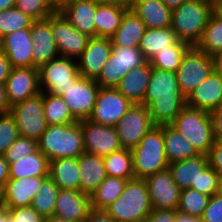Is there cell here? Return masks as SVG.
Listing matches in <instances>:
<instances>
[{
	"instance_id": "6da1fadb",
	"label": "cell",
	"mask_w": 222,
	"mask_h": 222,
	"mask_svg": "<svg viewBox=\"0 0 222 222\" xmlns=\"http://www.w3.org/2000/svg\"><path fill=\"white\" fill-rule=\"evenodd\" d=\"M142 104L148 108L155 126L170 125L186 106L176 73L152 68Z\"/></svg>"
},
{
	"instance_id": "7a4b0ae2",
	"label": "cell",
	"mask_w": 222,
	"mask_h": 222,
	"mask_svg": "<svg viewBox=\"0 0 222 222\" xmlns=\"http://www.w3.org/2000/svg\"><path fill=\"white\" fill-rule=\"evenodd\" d=\"M38 150L50 161L84 153L81 121L64 125H48L39 140Z\"/></svg>"
},
{
	"instance_id": "3957f363",
	"label": "cell",
	"mask_w": 222,
	"mask_h": 222,
	"mask_svg": "<svg viewBox=\"0 0 222 222\" xmlns=\"http://www.w3.org/2000/svg\"><path fill=\"white\" fill-rule=\"evenodd\" d=\"M153 210L144 179L127 180L121 196L104 211L115 222H142Z\"/></svg>"
},
{
	"instance_id": "277c9868",
	"label": "cell",
	"mask_w": 222,
	"mask_h": 222,
	"mask_svg": "<svg viewBox=\"0 0 222 222\" xmlns=\"http://www.w3.org/2000/svg\"><path fill=\"white\" fill-rule=\"evenodd\" d=\"M131 153L135 178L144 179L151 174L168 169L163 125L154 126L147 132L136 147L131 149Z\"/></svg>"
},
{
	"instance_id": "5b68a950",
	"label": "cell",
	"mask_w": 222,
	"mask_h": 222,
	"mask_svg": "<svg viewBox=\"0 0 222 222\" xmlns=\"http://www.w3.org/2000/svg\"><path fill=\"white\" fill-rule=\"evenodd\" d=\"M214 7L208 2L187 0L172 10V30L180 41L195 46L200 40Z\"/></svg>"
},
{
	"instance_id": "8992f818",
	"label": "cell",
	"mask_w": 222,
	"mask_h": 222,
	"mask_svg": "<svg viewBox=\"0 0 222 222\" xmlns=\"http://www.w3.org/2000/svg\"><path fill=\"white\" fill-rule=\"evenodd\" d=\"M170 125L189 140L199 154L209 155L215 142L209 112L186 105Z\"/></svg>"
},
{
	"instance_id": "52a82bcc",
	"label": "cell",
	"mask_w": 222,
	"mask_h": 222,
	"mask_svg": "<svg viewBox=\"0 0 222 222\" xmlns=\"http://www.w3.org/2000/svg\"><path fill=\"white\" fill-rule=\"evenodd\" d=\"M146 62L138 47H121L112 44V51L108 62L102 67L95 82L101 88H116L129 70L141 66Z\"/></svg>"
},
{
	"instance_id": "ba28073f",
	"label": "cell",
	"mask_w": 222,
	"mask_h": 222,
	"mask_svg": "<svg viewBox=\"0 0 222 222\" xmlns=\"http://www.w3.org/2000/svg\"><path fill=\"white\" fill-rule=\"evenodd\" d=\"M214 70V57L191 46L176 71L182 95L187 99Z\"/></svg>"
},
{
	"instance_id": "9c48e42d",
	"label": "cell",
	"mask_w": 222,
	"mask_h": 222,
	"mask_svg": "<svg viewBox=\"0 0 222 222\" xmlns=\"http://www.w3.org/2000/svg\"><path fill=\"white\" fill-rule=\"evenodd\" d=\"M42 92L61 96L81 76L77 60L58 57L38 68Z\"/></svg>"
},
{
	"instance_id": "30bf717a",
	"label": "cell",
	"mask_w": 222,
	"mask_h": 222,
	"mask_svg": "<svg viewBox=\"0 0 222 222\" xmlns=\"http://www.w3.org/2000/svg\"><path fill=\"white\" fill-rule=\"evenodd\" d=\"M10 113L15 118L19 136L38 141L48 126L44 116L42 91L13 105Z\"/></svg>"
},
{
	"instance_id": "8fae6325",
	"label": "cell",
	"mask_w": 222,
	"mask_h": 222,
	"mask_svg": "<svg viewBox=\"0 0 222 222\" xmlns=\"http://www.w3.org/2000/svg\"><path fill=\"white\" fill-rule=\"evenodd\" d=\"M154 126L148 108L143 104H133L115 129L121 146L131 150Z\"/></svg>"
},
{
	"instance_id": "7c38bea8",
	"label": "cell",
	"mask_w": 222,
	"mask_h": 222,
	"mask_svg": "<svg viewBox=\"0 0 222 222\" xmlns=\"http://www.w3.org/2000/svg\"><path fill=\"white\" fill-rule=\"evenodd\" d=\"M132 105L133 103L116 88L100 87L92 114L88 120L97 124L115 127Z\"/></svg>"
},
{
	"instance_id": "4fadbf2b",
	"label": "cell",
	"mask_w": 222,
	"mask_h": 222,
	"mask_svg": "<svg viewBox=\"0 0 222 222\" xmlns=\"http://www.w3.org/2000/svg\"><path fill=\"white\" fill-rule=\"evenodd\" d=\"M100 86L95 79L80 76L74 84L61 95L72 116L77 120L88 119L93 111Z\"/></svg>"
},
{
	"instance_id": "5bb4252c",
	"label": "cell",
	"mask_w": 222,
	"mask_h": 222,
	"mask_svg": "<svg viewBox=\"0 0 222 222\" xmlns=\"http://www.w3.org/2000/svg\"><path fill=\"white\" fill-rule=\"evenodd\" d=\"M52 34L60 57L77 60L90 37L77 31L60 12L52 14Z\"/></svg>"
},
{
	"instance_id": "9a60e30c",
	"label": "cell",
	"mask_w": 222,
	"mask_h": 222,
	"mask_svg": "<svg viewBox=\"0 0 222 222\" xmlns=\"http://www.w3.org/2000/svg\"><path fill=\"white\" fill-rule=\"evenodd\" d=\"M84 152L106 156L121 150L115 127L94 123L88 119L81 120Z\"/></svg>"
},
{
	"instance_id": "2e32d148",
	"label": "cell",
	"mask_w": 222,
	"mask_h": 222,
	"mask_svg": "<svg viewBox=\"0 0 222 222\" xmlns=\"http://www.w3.org/2000/svg\"><path fill=\"white\" fill-rule=\"evenodd\" d=\"M153 209L177 210L181 189L173 180L169 169L144 178Z\"/></svg>"
},
{
	"instance_id": "e0dca14e",
	"label": "cell",
	"mask_w": 222,
	"mask_h": 222,
	"mask_svg": "<svg viewBox=\"0 0 222 222\" xmlns=\"http://www.w3.org/2000/svg\"><path fill=\"white\" fill-rule=\"evenodd\" d=\"M112 51L110 38L90 37L86 48L77 59V66L82 77L96 79L102 67L108 62Z\"/></svg>"
},
{
	"instance_id": "ac0fdd59",
	"label": "cell",
	"mask_w": 222,
	"mask_h": 222,
	"mask_svg": "<svg viewBox=\"0 0 222 222\" xmlns=\"http://www.w3.org/2000/svg\"><path fill=\"white\" fill-rule=\"evenodd\" d=\"M5 86L11 107L39 94L38 68H12Z\"/></svg>"
},
{
	"instance_id": "d6986e66",
	"label": "cell",
	"mask_w": 222,
	"mask_h": 222,
	"mask_svg": "<svg viewBox=\"0 0 222 222\" xmlns=\"http://www.w3.org/2000/svg\"><path fill=\"white\" fill-rule=\"evenodd\" d=\"M31 29L16 30L0 39L2 50L12 68H33Z\"/></svg>"
},
{
	"instance_id": "ffe728a7",
	"label": "cell",
	"mask_w": 222,
	"mask_h": 222,
	"mask_svg": "<svg viewBox=\"0 0 222 222\" xmlns=\"http://www.w3.org/2000/svg\"><path fill=\"white\" fill-rule=\"evenodd\" d=\"M33 42V65L37 68L60 57L52 34V15L44 20H36L31 26Z\"/></svg>"
},
{
	"instance_id": "44dd1931",
	"label": "cell",
	"mask_w": 222,
	"mask_h": 222,
	"mask_svg": "<svg viewBox=\"0 0 222 222\" xmlns=\"http://www.w3.org/2000/svg\"><path fill=\"white\" fill-rule=\"evenodd\" d=\"M49 176L8 179L3 188L2 205L6 208L31 206L34 196Z\"/></svg>"
},
{
	"instance_id": "7402d4cb",
	"label": "cell",
	"mask_w": 222,
	"mask_h": 222,
	"mask_svg": "<svg viewBox=\"0 0 222 222\" xmlns=\"http://www.w3.org/2000/svg\"><path fill=\"white\" fill-rule=\"evenodd\" d=\"M91 210L90 196L81 191L60 189L54 216L69 222H82Z\"/></svg>"
},
{
	"instance_id": "603a6c76",
	"label": "cell",
	"mask_w": 222,
	"mask_h": 222,
	"mask_svg": "<svg viewBox=\"0 0 222 222\" xmlns=\"http://www.w3.org/2000/svg\"><path fill=\"white\" fill-rule=\"evenodd\" d=\"M186 105L209 113L222 105V77L216 70L194 89Z\"/></svg>"
},
{
	"instance_id": "cb8c5ba5",
	"label": "cell",
	"mask_w": 222,
	"mask_h": 222,
	"mask_svg": "<svg viewBox=\"0 0 222 222\" xmlns=\"http://www.w3.org/2000/svg\"><path fill=\"white\" fill-rule=\"evenodd\" d=\"M96 3L88 0H71L60 13L79 32L96 37L95 14Z\"/></svg>"
},
{
	"instance_id": "d4e9b609",
	"label": "cell",
	"mask_w": 222,
	"mask_h": 222,
	"mask_svg": "<svg viewBox=\"0 0 222 222\" xmlns=\"http://www.w3.org/2000/svg\"><path fill=\"white\" fill-rule=\"evenodd\" d=\"M152 74V66L146 61L135 67L121 79L116 89L133 104H142Z\"/></svg>"
},
{
	"instance_id": "484cf974",
	"label": "cell",
	"mask_w": 222,
	"mask_h": 222,
	"mask_svg": "<svg viewBox=\"0 0 222 222\" xmlns=\"http://www.w3.org/2000/svg\"><path fill=\"white\" fill-rule=\"evenodd\" d=\"M80 191L91 195L107 177L102 156L84 152L78 157Z\"/></svg>"
},
{
	"instance_id": "4316f807",
	"label": "cell",
	"mask_w": 222,
	"mask_h": 222,
	"mask_svg": "<svg viewBox=\"0 0 222 222\" xmlns=\"http://www.w3.org/2000/svg\"><path fill=\"white\" fill-rule=\"evenodd\" d=\"M209 164V157L199 154L194 158L173 162L169 164L168 169L177 186L183 190L197 187V178Z\"/></svg>"
},
{
	"instance_id": "83f0119b",
	"label": "cell",
	"mask_w": 222,
	"mask_h": 222,
	"mask_svg": "<svg viewBox=\"0 0 222 222\" xmlns=\"http://www.w3.org/2000/svg\"><path fill=\"white\" fill-rule=\"evenodd\" d=\"M146 28H168L172 25V10L162 0H138L130 7Z\"/></svg>"
},
{
	"instance_id": "f1b7e54d",
	"label": "cell",
	"mask_w": 222,
	"mask_h": 222,
	"mask_svg": "<svg viewBox=\"0 0 222 222\" xmlns=\"http://www.w3.org/2000/svg\"><path fill=\"white\" fill-rule=\"evenodd\" d=\"M145 30L144 22L132 9L128 8L122 16L118 29L110 39L112 44L121 47H138Z\"/></svg>"
},
{
	"instance_id": "f546056e",
	"label": "cell",
	"mask_w": 222,
	"mask_h": 222,
	"mask_svg": "<svg viewBox=\"0 0 222 222\" xmlns=\"http://www.w3.org/2000/svg\"><path fill=\"white\" fill-rule=\"evenodd\" d=\"M49 177L59 189L80 191L78 158L64 157L50 161Z\"/></svg>"
},
{
	"instance_id": "4dcf8cb0",
	"label": "cell",
	"mask_w": 222,
	"mask_h": 222,
	"mask_svg": "<svg viewBox=\"0 0 222 222\" xmlns=\"http://www.w3.org/2000/svg\"><path fill=\"white\" fill-rule=\"evenodd\" d=\"M163 136L169 164L199 155L193 144L171 125H163Z\"/></svg>"
},
{
	"instance_id": "1f68e13d",
	"label": "cell",
	"mask_w": 222,
	"mask_h": 222,
	"mask_svg": "<svg viewBox=\"0 0 222 222\" xmlns=\"http://www.w3.org/2000/svg\"><path fill=\"white\" fill-rule=\"evenodd\" d=\"M180 40L171 27L168 28H146L138 48L141 50L146 61H150L158 51L167 49Z\"/></svg>"
},
{
	"instance_id": "d6a6232c",
	"label": "cell",
	"mask_w": 222,
	"mask_h": 222,
	"mask_svg": "<svg viewBox=\"0 0 222 222\" xmlns=\"http://www.w3.org/2000/svg\"><path fill=\"white\" fill-rule=\"evenodd\" d=\"M128 7L118 2L97 5L95 14L96 37L111 38L118 29Z\"/></svg>"
},
{
	"instance_id": "836d02e7",
	"label": "cell",
	"mask_w": 222,
	"mask_h": 222,
	"mask_svg": "<svg viewBox=\"0 0 222 222\" xmlns=\"http://www.w3.org/2000/svg\"><path fill=\"white\" fill-rule=\"evenodd\" d=\"M49 176V160L38 149L9 164V179Z\"/></svg>"
},
{
	"instance_id": "e575fe53",
	"label": "cell",
	"mask_w": 222,
	"mask_h": 222,
	"mask_svg": "<svg viewBox=\"0 0 222 222\" xmlns=\"http://www.w3.org/2000/svg\"><path fill=\"white\" fill-rule=\"evenodd\" d=\"M126 182L121 178L107 176L90 195L91 209L105 210L121 196Z\"/></svg>"
},
{
	"instance_id": "d590c367",
	"label": "cell",
	"mask_w": 222,
	"mask_h": 222,
	"mask_svg": "<svg viewBox=\"0 0 222 222\" xmlns=\"http://www.w3.org/2000/svg\"><path fill=\"white\" fill-rule=\"evenodd\" d=\"M195 47L213 57L222 52V18L215 11Z\"/></svg>"
},
{
	"instance_id": "8d00e7d4",
	"label": "cell",
	"mask_w": 222,
	"mask_h": 222,
	"mask_svg": "<svg viewBox=\"0 0 222 222\" xmlns=\"http://www.w3.org/2000/svg\"><path fill=\"white\" fill-rule=\"evenodd\" d=\"M43 105L47 125H64L77 122L61 96L43 92Z\"/></svg>"
},
{
	"instance_id": "74e56055",
	"label": "cell",
	"mask_w": 222,
	"mask_h": 222,
	"mask_svg": "<svg viewBox=\"0 0 222 222\" xmlns=\"http://www.w3.org/2000/svg\"><path fill=\"white\" fill-rule=\"evenodd\" d=\"M107 176L124 180L135 178L133 172L132 153L130 149L122 148L103 157Z\"/></svg>"
},
{
	"instance_id": "f35d334b",
	"label": "cell",
	"mask_w": 222,
	"mask_h": 222,
	"mask_svg": "<svg viewBox=\"0 0 222 222\" xmlns=\"http://www.w3.org/2000/svg\"><path fill=\"white\" fill-rule=\"evenodd\" d=\"M190 47L191 45L187 42L179 41L172 46H167V49L158 51L149 62L152 68L176 73Z\"/></svg>"
},
{
	"instance_id": "ab89813d",
	"label": "cell",
	"mask_w": 222,
	"mask_h": 222,
	"mask_svg": "<svg viewBox=\"0 0 222 222\" xmlns=\"http://www.w3.org/2000/svg\"><path fill=\"white\" fill-rule=\"evenodd\" d=\"M59 187L48 177L34 196L31 207L43 217L54 216Z\"/></svg>"
},
{
	"instance_id": "60d3db41",
	"label": "cell",
	"mask_w": 222,
	"mask_h": 222,
	"mask_svg": "<svg viewBox=\"0 0 222 222\" xmlns=\"http://www.w3.org/2000/svg\"><path fill=\"white\" fill-rule=\"evenodd\" d=\"M34 21L15 7L0 11V39L16 30L31 29Z\"/></svg>"
},
{
	"instance_id": "b9f144b4",
	"label": "cell",
	"mask_w": 222,
	"mask_h": 222,
	"mask_svg": "<svg viewBox=\"0 0 222 222\" xmlns=\"http://www.w3.org/2000/svg\"><path fill=\"white\" fill-rule=\"evenodd\" d=\"M210 196L199 193L197 190L187 188L180 192V202L177 211L195 217H202Z\"/></svg>"
},
{
	"instance_id": "7bdbcfd3",
	"label": "cell",
	"mask_w": 222,
	"mask_h": 222,
	"mask_svg": "<svg viewBox=\"0 0 222 222\" xmlns=\"http://www.w3.org/2000/svg\"><path fill=\"white\" fill-rule=\"evenodd\" d=\"M15 8L36 20H44L56 11L47 0H16Z\"/></svg>"
},
{
	"instance_id": "ee69618b",
	"label": "cell",
	"mask_w": 222,
	"mask_h": 222,
	"mask_svg": "<svg viewBox=\"0 0 222 222\" xmlns=\"http://www.w3.org/2000/svg\"><path fill=\"white\" fill-rule=\"evenodd\" d=\"M19 137L14 116L9 112L0 114V155L4 156L8 148Z\"/></svg>"
},
{
	"instance_id": "f6af8a7d",
	"label": "cell",
	"mask_w": 222,
	"mask_h": 222,
	"mask_svg": "<svg viewBox=\"0 0 222 222\" xmlns=\"http://www.w3.org/2000/svg\"><path fill=\"white\" fill-rule=\"evenodd\" d=\"M38 149L37 141L27 137L19 136L8 148L4 157L8 164L21 160L23 157L35 152Z\"/></svg>"
},
{
	"instance_id": "bcb514c9",
	"label": "cell",
	"mask_w": 222,
	"mask_h": 222,
	"mask_svg": "<svg viewBox=\"0 0 222 222\" xmlns=\"http://www.w3.org/2000/svg\"><path fill=\"white\" fill-rule=\"evenodd\" d=\"M218 173L209 164L197 178V187H190L199 193L212 196L217 193Z\"/></svg>"
},
{
	"instance_id": "7dc6e473",
	"label": "cell",
	"mask_w": 222,
	"mask_h": 222,
	"mask_svg": "<svg viewBox=\"0 0 222 222\" xmlns=\"http://www.w3.org/2000/svg\"><path fill=\"white\" fill-rule=\"evenodd\" d=\"M9 222H43L44 217L31 206L21 208H8Z\"/></svg>"
},
{
	"instance_id": "c3c4849f",
	"label": "cell",
	"mask_w": 222,
	"mask_h": 222,
	"mask_svg": "<svg viewBox=\"0 0 222 222\" xmlns=\"http://www.w3.org/2000/svg\"><path fill=\"white\" fill-rule=\"evenodd\" d=\"M201 219L202 222H222V196H210Z\"/></svg>"
},
{
	"instance_id": "681fc988",
	"label": "cell",
	"mask_w": 222,
	"mask_h": 222,
	"mask_svg": "<svg viewBox=\"0 0 222 222\" xmlns=\"http://www.w3.org/2000/svg\"><path fill=\"white\" fill-rule=\"evenodd\" d=\"M177 210L153 209L142 222H176Z\"/></svg>"
},
{
	"instance_id": "f907efd6",
	"label": "cell",
	"mask_w": 222,
	"mask_h": 222,
	"mask_svg": "<svg viewBox=\"0 0 222 222\" xmlns=\"http://www.w3.org/2000/svg\"><path fill=\"white\" fill-rule=\"evenodd\" d=\"M208 157L211 167L218 175H222V142H214Z\"/></svg>"
},
{
	"instance_id": "816d5d0a",
	"label": "cell",
	"mask_w": 222,
	"mask_h": 222,
	"mask_svg": "<svg viewBox=\"0 0 222 222\" xmlns=\"http://www.w3.org/2000/svg\"><path fill=\"white\" fill-rule=\"evenodd\" d=\"M215 141L222 142V105L210 112Z\"/></svg>"
},
{
	"instance_id": "f5cc1de1",
	"label": "cell",
	"mask_w": 222,
	"mask_h": 222,
	"mask_svg": "<svg viewBox=\"0 0 222 222\" xmlns=\"http://www.w3.org/2000/svg\"><path fill=\"white\" fill-rule=\"evenodd\" d=\"M82 222H115L104 210L91 209Z\"/></svg>"
},
{
	"instance_id": "db71d44e",
	"label": "cell",
	"mask_w": 222,
	"mask_h": 222,
	"mask_svg": "<svg viewBox=\"0 0 222 222\" xmlns=\"http://www.w3.org/2000/svg\"><path fill=\"white\" fill-rule=\"evenodd\" d=\"M12 67L5 53L0 50V83L5 84Z\"/></svg>"
},
{
	"instance_id": "11a10c76",
	"label": "cell",
	"mask_w": 222,
	"mask_h": 222,
	"mask_svg": "<svg viewBox=\"0 0 222 222\" xmlns=\"http://www.w3.org/2000/svg\"><path fill=\"white\" fill-rule=\"evenodd\" d=\"M11 110L5 84L0 83V114L9 113Z\"/></svg>"
},
{
	"instance_id": "9f6ffc18",
	"label": "cell",
	"mask_w": 222,
	"mask_h": 222,
	"mask_svg": "<svg viewBox=\"0 0 222 222\" xmlns=\"http://www.w3.org/2000/svg\"><path fill=\"white\" fill-rule=\"evenodd\" d=\"M9 179V164L4 156L0 155V184L3 186Z\"/></svg>"
},
{
	"instance_id": "6f0895ef",
	"label": "cell",
	"mask_w": 222,
	"mask_h": 222,
	"mask_svg": "<svg viewBox=\"0 0 222 222\" xmlns=\"http://www.w3.org/2000/svg\"><path fill=\"white\" fill-rule=\"evenodd\" d=\"M176 222H202V219L177 211Z\"/></svg>"
},
{
	"instance_id": "680465c9",
	"label": "cell",
	"mask_w": 222,
	"mask_h": 222,
	"mask_svg": "<svg viewBox=\"0 0 222 222\" xmlns=\"http://www.w3.org/2000/svg\"><path fill=\"white\" fill-rule=\"evenodd\" d=\"M49 5L56 11L60 12L71 0H47Z\"/></svg>"
},
{
	"instance_id": "91938a15",
	"label": "cell",
	"mask_w": 222,
	"mask_h": 222,
	"mask_svg": "<svg viewBox=\"0 0 222 222\" xmlns=\"http://www.w3.org/2000/svg\"><path fill=\"white\" fill-rule=\"evenodd\" d=\"M214 68L222 77V52L214 56Z\"/></svg>"
},
{
	"instance_id": "94428289",
	"label": "cell",
	"mask_w": 222,
	"mask_h": 222,
	"mask_svg": "<svg viewBox=\"0 0 222 222\" xmlns=\"http://www.w3.org/2000/svg\"><path fill=\"white\" fill-rule=\"evenodd\" d=\"M165 5L171 9L174 10L176 8H178L181 4H183L184 2H186L187 0H162Z\"/></svg>"
},
{
	"instance_id": "6125c7cd",
	"label": "cell",
	"mask_w": 222,
	"mask_h": 222,
	"mask_svg": "<svg viewBox=\"0 0 222 222\" xmlns=\"http://www.w3.org/2000/svg\"><path fill=\"white\" fill-rule=\"evenodd\" d=\"M8 208L4 205H0V222H9Z\"/></svg>"
},
{
	"instance_id": "be15d7a7",
	"label": "cell",
	"mask_w": 222,
	"mask_h": 222,
	"mask_svg": "<svg viewBox=\"0 0 222 222\" xmlns=\"http://www.w3.org/2000/svg\"><path fill=\"white\" fill-rule=\"evenodd\" d=\"M16 0H0V11L15 7Z\"/></svg>"
},
{
	"instance_id": "e7e4bbea",
	"label": "cell",
	"mask_w": 222,
	"mask_h": 222,
	"mask_svg": "<svg viewBox=\"0 0 222 222\" xmlns=\"http://www.w3.org/2000/svg\"><path fill=\"white\" fill-rule=\"evenodd\" d=\"M43 222H69V221H66L63 218H59V217H56V216H49V217H44Z\"/></svg>"
},
{
	"instance_id": "03108f58",
	"label": "cell",
	"mask_w": 222,
	"mask_h": 222,
	"mask_svg": "<svg viewBox=\"0 0 222 222\" xmlns=\"http://www.w3.org/2000/svg\"><path fill=\"white\" fill-rule=\"evenodd\" d=\"M138 0H117V2L121 5H124L128 8H130L132 5H134Z\"/></svg>"
},
{
	"instance_id": "003e7915",
	"label": "cell",
	"mask_w": 222,
	"mask_h": 222,
	"mask_svg": "<svg viewBox=\"0 0 222 222\" xmlns=\"http://www.w3.org/2000/svg\"><path fill=\"white\" fill-rule=\"evenodd\" d=\"M88 1H91V2L96 3V4H98V5H101V4H110V3L117 2V0H88Z\"/></svg>"
},
{
	"instance_id": "a7ac6f4b",
	"label": "cell",
	"mask_w": 222,
	"mask_h": 222,
	"mask_svg": "<svg viewBox=\"0 0 222 222\" xmlns=\"http://www.w3.org/2000/svg\"><path fill=\"white\" fill-rule=\"evenodd\" d=\"M217 195L222 196V175H219L218 178V188H217Z\"/></svg>"
},
{
	"instance_id": "89a4df30",
	"label": "cell",
	"mask_w": 222,
	"mask_h": 222,
	"mask_svg": "<svg viewBox=\"0 0 222 222\" xmlns=\"http://www.w3.org/2000/svg\"><path fill=\"white\" fill-rule=\"evenodd\" d=\"M214 11L222 18V1L214 8Z\"/></svg>"
},
{
	"instance_id": "2644e50d",
	"label": "cell",
	"mask_w": 222,
	"mask_h": 222,
	"mask_svg": "<svg viewBox=\"0 0 222 222\" xmlns=\"http://www.w3.org/2000/svg\"><path fill=\"white\" fill-rule=\"evenodd\" d=\"M200 1L208 2L215 8L222 0H200Z\"/></svg>"
},
{
	"instance_id": "8c879c8a",
	"label": "cell",
	"mask_w": 222,
	"mask_h": 222,
	"mask_svg": "<svg viewBox=\"0 0 222 222\" xmlns=\"http://www.w3.org/2000/svg\"><path fill=\"white\" fill-rule=\"evenodd\" d=\"M3 188L4 186L0 184V205H2V200H3Z\"/></svg>"
}]
</instances>
